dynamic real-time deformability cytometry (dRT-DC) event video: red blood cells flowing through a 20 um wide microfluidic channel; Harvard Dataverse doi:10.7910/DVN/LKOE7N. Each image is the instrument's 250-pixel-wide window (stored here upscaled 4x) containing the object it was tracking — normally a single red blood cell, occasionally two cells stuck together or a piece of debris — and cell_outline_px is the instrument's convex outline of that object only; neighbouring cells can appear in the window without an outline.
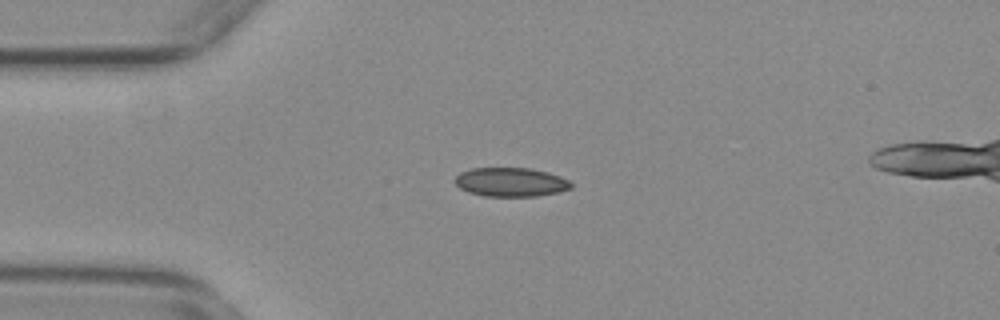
{"species": "common noctule bat (a hibernating species)", "species_latin": "Nyctalus noctula", "temperature_condition": "warm", "stored_images_in_passage": 54, "camera_frame_rate_fps": 3000, "um_per_image_px": 0.085, "animal": {"sex": "female", "body_mass_g": 29.2, "forearm_length_mm": 56.3}, "frame": {"image": 1, "passage_image": 13, "time_ms": 4.0, "image_size_px": [1000, 320], "cell_outline_px": [[572, 188], [560, 192], [536, 196], [484, 196], [468, 192], [460, 188], [456, 184], [456, 176], [460, 172], [472, 168], [528, 168], [548, 172], [560, 176], [568, 180], [572, 184]], "centroid_in_image_um": [43.43, 15.48], "position_along_channel_um": 41.6, "area_um2": 19.59}}
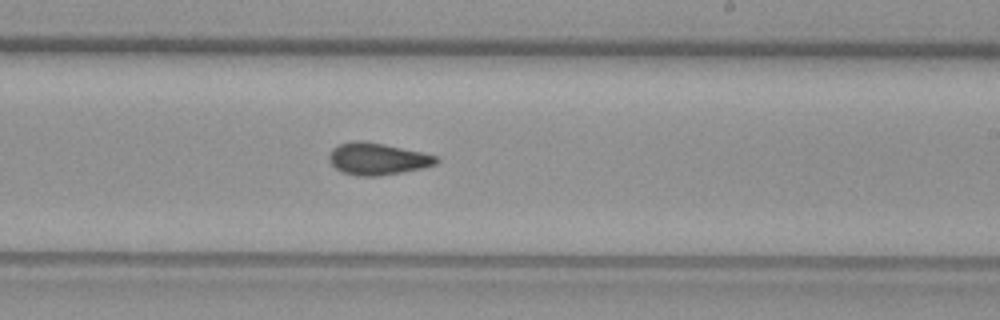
{"frame": {"image": 2, "passage_image": 32, "time_ms": 10.333, "image_size_px": [1000, 320], "cell_outline_px": [[440, 160], [436, 164], [424, 168], [404, 172], [380, 176], [356, 176], [344, 172], [336, 168], [328, 160], [328, 156], [332, 148], [340, 144], [360, 140], [364, 140], [384, 144], [420, 152], [436, 156]], "centroid_in_image_um": [32.08, 13.51], "position_along_channel_um": 256.9, "area_um2": 19.94}}
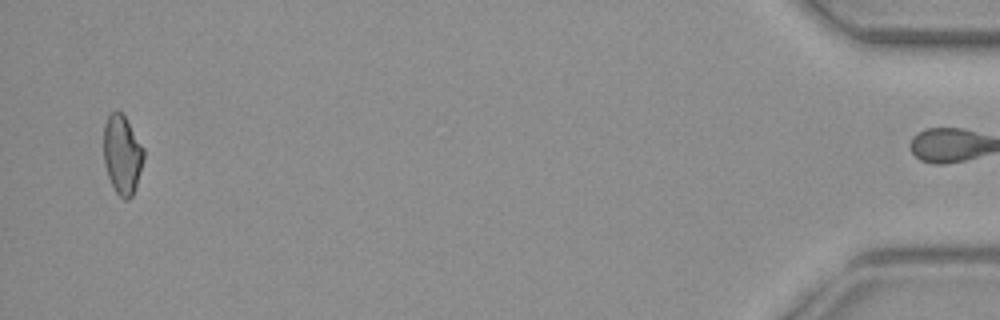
{"frame": {"image": 3, "passage_image": 53, "time_ms": 17.333, "image_size_px": [1000, 320], "cell_outline_px": [[144, 160], [132, 196], [128, 200], [124, 200], [116, 192], [108, 176], [104, 164], [104, 124], [108, 116], [112, 112], [120, 112], [124, 116], [144, 148]], "centroid_in_image_um": [10.39, 13.16], "position_along_channel_um": 424.8, "area_um2": 18.21}, "authors_computed_cell_mechanics": {"area_um2": 19.3052, "velocity_mm_per_s": 3.7534, "shape_relaxation_time_tau1_ms": null, "shape_relaxation_time_tau2_ms": 2.3737, "deformation_change_tau1": null, "deformation_change_tau2": 0.0544}}